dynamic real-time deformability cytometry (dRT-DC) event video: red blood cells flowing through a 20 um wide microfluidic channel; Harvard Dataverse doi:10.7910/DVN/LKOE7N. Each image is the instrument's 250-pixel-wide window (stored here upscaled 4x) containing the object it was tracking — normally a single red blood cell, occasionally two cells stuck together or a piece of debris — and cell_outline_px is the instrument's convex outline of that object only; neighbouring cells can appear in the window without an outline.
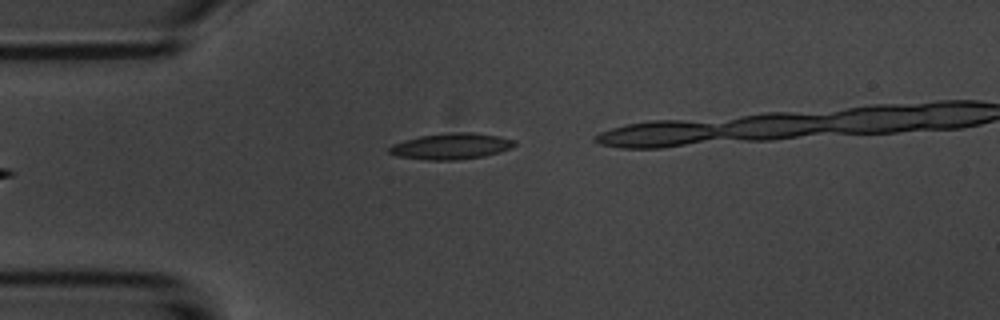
{"species": "common noctule bat (a hibernating species)", "species_latin": "Nyctalus noctula", "temperature_condition": "room temperature", "stored_images_in_passage": 2, "camera_frame_rate_fps": 3000, "um_per_image_px": 0.085, "animal": {"sex": "male", "body_mass_g": 20.1, "forearm_length_mm": 53.5}, "frame": {"image": 1, "passage_image": 2, "time_ms": 1.0, "image_size_px": [1000, 320], "cell_outline_px": [[516, 144], [512, 148], [500, 152], [484, 156], [456, 160], [428, 160], [396, 156], [388, 152], [388, 148], [392, 144], [404, 140], [420, 136], [452, 132], [476, 132], [500, 136], [516, 140]], "centroid_in_image_um": [38.37, 12.42], "position_along_channel_um": 46.6, "area_um2": 19.25}}